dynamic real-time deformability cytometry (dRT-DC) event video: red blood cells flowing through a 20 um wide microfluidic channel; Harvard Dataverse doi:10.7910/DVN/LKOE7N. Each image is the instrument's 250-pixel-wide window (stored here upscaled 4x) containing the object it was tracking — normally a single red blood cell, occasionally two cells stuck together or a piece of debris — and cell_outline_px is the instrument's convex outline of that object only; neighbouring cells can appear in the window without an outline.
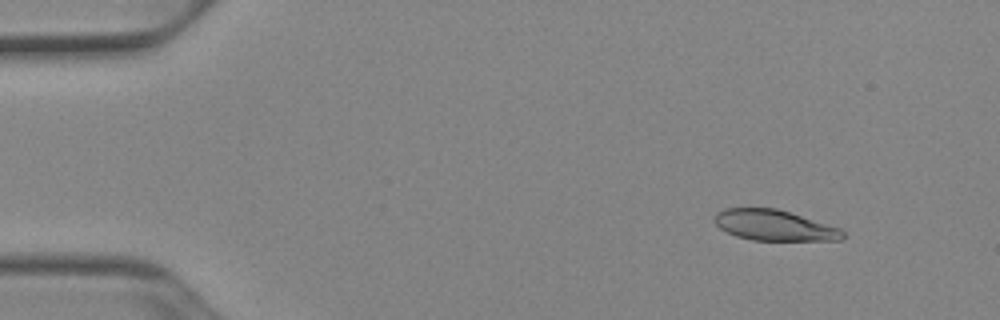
{"species": "Egyptian fruit bat (a non-hibernating species)", "species_latin": "Rousettus aegyptiacus", "temperature_condition": "cold", "stored_images_in_passage": 49, "camera_frame_rate_fps": 3000, "um_per_image_px": 0.085, "animal": {"sex": "female"}, "frame": {"image": 1, "passage_image": 3, "time_ms": 0.667, "image_size_px": [1000, 320], "cell_outline_px": [[844, 236], [840, 240], [752, 240], [736, 236], [720, 228], [712, 220], [716, 212], [724, 208], [776, 208], [840, 228], [844, 232]], "centroid_in_image_um": [65.77, 19.15], "position_along_channel_um": 19.2, "area_um2": 22.77}}
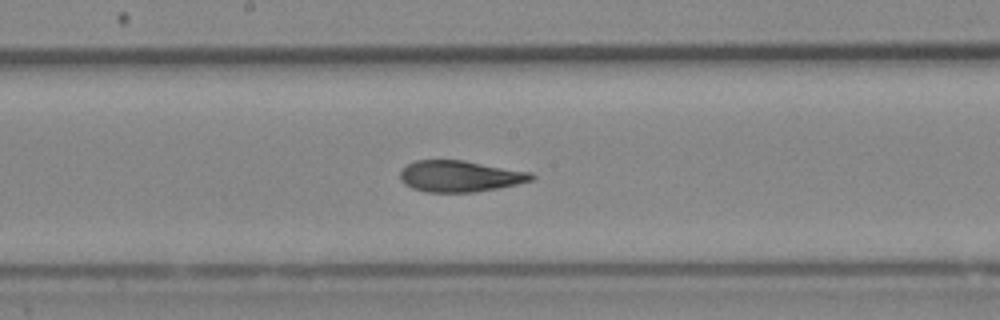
{"frame": {"image": 2, "passage_image": 25, "time_ms": 8.0, "image_size_px": [1000, 320], "cell_outline_px": [[536, 176], [532, 180], [516, 184], [476, 192], [428, 192], [412, 188], [404, 184], [400, 180], [400, 172], [408, 164], [416, 160], [464, 160], [532, 172]], "centroid_in_image_um": [39.1, 14.97], "position_along_channel_um": 209.1, "area_um2": 23.93}}
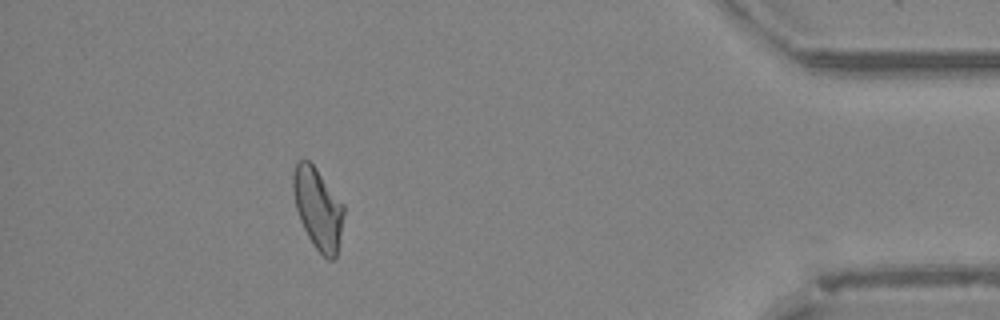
{"frame": {"image": 3, "passage_image": 44, "time_ms": 14.333, "image_size_px": [1000, 320], "cell_outline_px": [[344, 212], [336, 256], [332, 260], [328, 260], [316, 248], [308, 236], [300, 220], [296, 208], [292, 192], [292, 176], [296, 164], [300, 160], [308, 160], [316, 168], [344, 204]], "centroid_in_image_um": [27.01, 17.7], "position_along_channel_um": 408.2, "area_um2": 23.7}, "authors_computed_cell_mechanics": {"area_um2": 24.3338, "velocity_mm_per_s": 3.925, "shape_relaxation_time_tau1_ms": 4.6222, "shape_relaxation_time_tau2_ms": 2.224, "deformation_change_tau1": 0.1503, "deformation_change_tau2": 0.0775}}